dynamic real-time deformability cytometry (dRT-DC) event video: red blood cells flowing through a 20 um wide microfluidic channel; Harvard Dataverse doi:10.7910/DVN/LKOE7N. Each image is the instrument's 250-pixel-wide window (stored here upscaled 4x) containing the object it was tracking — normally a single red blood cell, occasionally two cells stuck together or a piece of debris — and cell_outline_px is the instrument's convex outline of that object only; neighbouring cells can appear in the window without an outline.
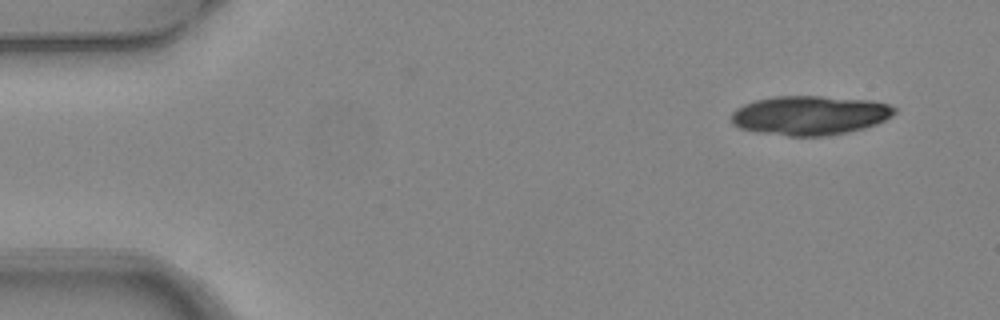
{"species": "common noctule bat (a hibernating species)", "species_latin": "Nyctalus noctula", "temperature_condition": "warm", "stored_images_in_passage": 5, "segment_of_instrument_passage": [1, 2], "camera_frame_rate_fps": 3000, "um_per_image_px": 0.085, "animal": {"sex": "female", "body_mass_g": 24.6, "forearm_length_mm": 56.2}, "frame": {"image": 1, "passage_image": 1, "time_ms": 0.0, "image_size_px": [1000, 320], "cell_outline_px": [[896, 112], [892, 116], [876, 124], [864, 128], [848, 132], [824, 136], [788, 136], [756, 132], [740, 128], [732, 124], [732, 112], [736, 108], [744, 104], [756, 100], [776, 96], [820, 96], [872, 100], [888, 104], [896, 108]], "centroid_in_image_um": [68.84, 9.8], "position_along_channel_um": 16.2, "area_um2": 37.45}}